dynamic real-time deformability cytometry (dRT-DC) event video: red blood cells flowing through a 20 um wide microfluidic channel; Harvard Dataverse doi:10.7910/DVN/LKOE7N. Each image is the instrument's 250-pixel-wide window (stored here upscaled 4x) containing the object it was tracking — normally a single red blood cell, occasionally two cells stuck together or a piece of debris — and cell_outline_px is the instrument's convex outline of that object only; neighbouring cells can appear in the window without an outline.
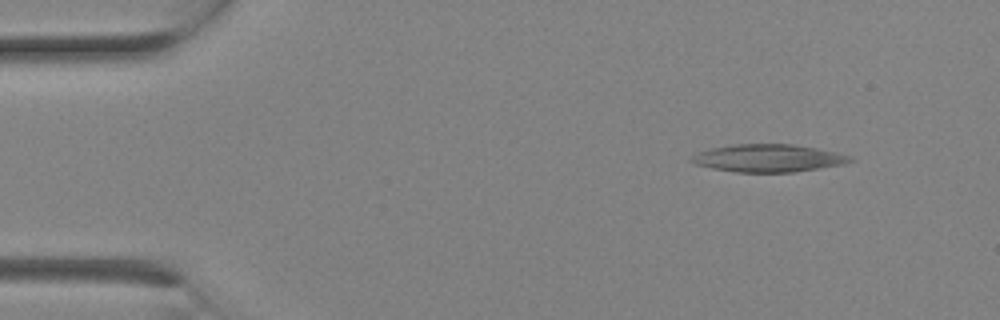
{"species": "Egyptian fruit bat (a non-hibernating species)", "species_latin": "Rousettus aegyptiacus", "temperature_condition": "room temperature", "stored_images_in_passage": 3, "camera_frame_rate_fps": 3000, "um_per_image_px": 0.085, "animal": {"sex": "female"}, "frame": {"image": 1, "passage_image": 3, "time_ms": 0.667, "image_size_px": [1000, 320], "cell_outline_px": [[856, 160], [844, 164], [820, 168], [792, 172], [736, 172], [712, 168], [696, 164], [688, 160], [692, 156], [700, 152], [712, 148], [736, 144], [792, 144], [816, 148], [836, 152], [852, 156]], "centroid_in_image_um": [65.34, 13.44], "position_along_channel_um": 19.7, "area_um2": 25.43}}